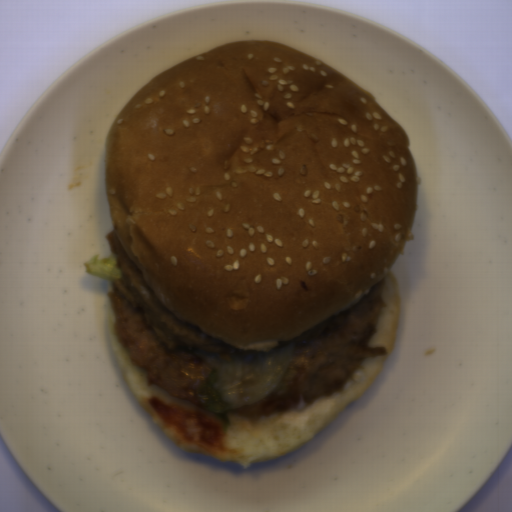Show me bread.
I'll return each mask as SVG.
<instances>
[{
	"instance_id": "bread-2",
	"label": "bread",
	"mask_w": 512,
	"mask_h": 512,
	"mask_svg": "<svg viewBox=\"0 0 512 512\" xmlns=\"http://www.w3.org/2000/svg\"><path fill=\"white\" fill-rule=\"evenodd\" d=\"M385 277L387 280L381 297L387 305L381 308L377 316L376 333L370 337L367 345L369 348L384 347L387 353L384 356L365 358L361 363L363 368L355 370V377L345 382L343 391L318 398L309 407L264 416L257 425H250L249 418L228 412L226 415L230 423L224 437L225 444L227 448H241V454L212 455L203 446L186 444L169 430L149 405L148 395L159 396L168 403H175L193 412L199 408L170 396L155 384L148 387L147 372L144 368L130 364L128 349L117 339L111 313L107 314L108 341L115 364L136 403L173 444L187 454H203L224 463L236 461L246 470L250 464L286 456L310 441L375 383L394 349L401 311L398 281L390 270Z\"/></svg>"
},
{
	"instance_id": "bread-1",
	"label": "bread",
	"mask_w": 512,
	"mask_h": 512,
	"mask_svg": "<svg viewBox=\"0 0 512 512\" xmlns=\"http://www.w3.org/2000/svg\"><path fill=\"white\" fill-rule=\"evenodd\" d=\"M113 228L184 323L269 350L352 307L415 225L417 161L373 93L285 44L151 78L105 137Z\"/></svg>"
}]
</instances>
